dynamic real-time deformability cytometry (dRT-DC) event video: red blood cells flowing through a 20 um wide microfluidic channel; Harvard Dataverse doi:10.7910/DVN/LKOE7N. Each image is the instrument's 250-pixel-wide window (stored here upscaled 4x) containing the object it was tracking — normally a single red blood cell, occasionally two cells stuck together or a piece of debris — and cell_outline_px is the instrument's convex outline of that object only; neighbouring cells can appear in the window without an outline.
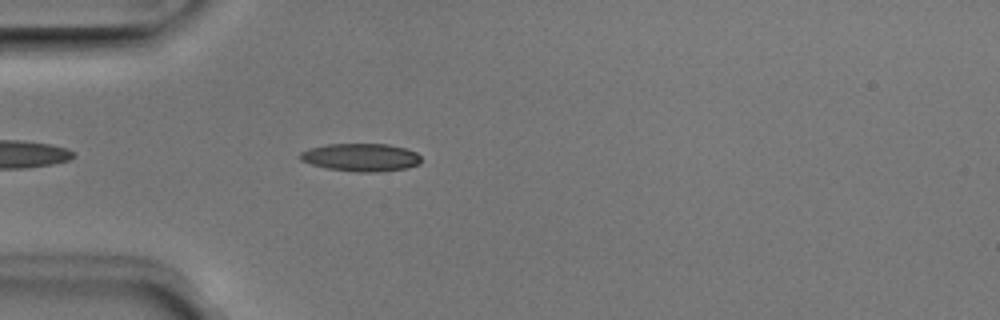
{"species": "Egyptian fruit bat (a non-hibernating species)", "species_latin": "Rousettus aegyptiacus", "temperature_condition": "room temperature", "stored_images_in_passage": 23, "camera_frame_rate_fps": 3000, "um_per_image_px": 0.085, "animal": {"sex": "male"}, "frame": {"image": 1, "passage_image": 4, "time_ms": 1.0, "image_size_px": [1000, 320], "cell_outline_px": [[420, 164], [408, 168], [380, 172], [356, 172], [328, 168], [312, 164], [300, 160], [300, 152], [308, 148], [328, 144], [388, 144], [404, 148], [416, 152], [420, 156]], "centroid_in_image_um": [30.69, 13.38], "position_along_channel_um": 54.3, "area_um2": 19.71}}
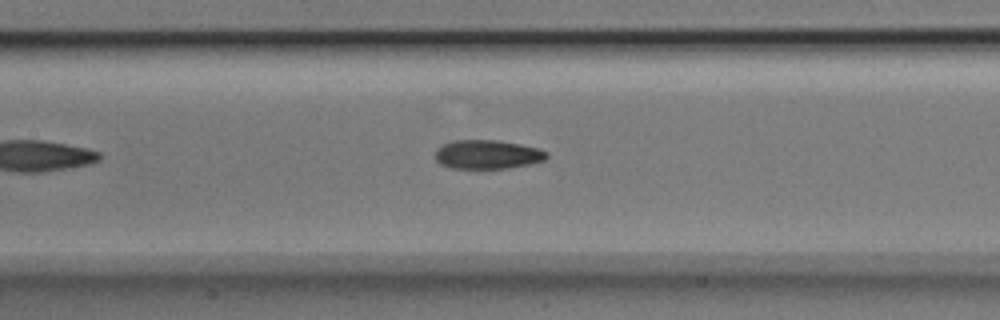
{"frame": {"image": 2, "passage_image": 13, "time_ms": 4.0, "image_size_px": [1000, 320], "cell_outline_px": [[548, 156], [544, 160], [528, 164], [508, 168], [452, 168], [440, 164], [436, 160], [436, 148], [444, 144], [456, 140], [500, 140], [540, 148], [548, 152]], "centroid_in_image_um": [41.45, 13.12], "position_along_channel_um": 166.0, "area_um2": 18.79}}
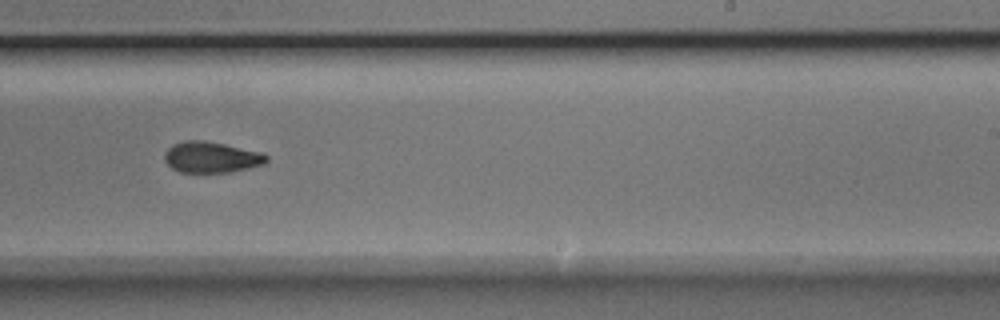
{"frame": {"image": 3, "passage_image": 21, "time_ms": 6.667, "image_size_px": [1000, 320], "cell_outline_px": [[268, 160], [264, 164], [232, 172], [180, 172], [172, 168], [164, 160], [164, 152], [172, 144], [184, 140], [204, 140], [224, 144], [260, 152], [268, 156]], "centroid_in_image_um": [17.94, 13.36], "position_along_channel_um": 271.1, "area_um2": 18.44}}